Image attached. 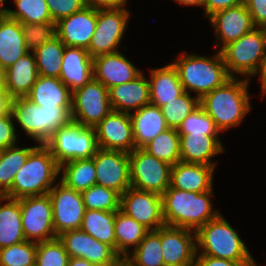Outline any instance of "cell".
<instances>
[{
	"label": "cell",
	"mask_w": 266,
	"mask_h": 266,
	"mask_svg": "<svg viewBox=\"0 0 266 266\" xmlns=\"http://www.w3.org/2000/svg\"><path fill=\"white\" fill-rule=\"evenodd\" d=\"M11 100L4 86L0 85V118L11 111Z\"/></svg>",
	"instance_id": "obj_52"
},
{
	"label": "cell",
	"mask_w": 266,
	"mask_h": 266,
	"mask_svg": "<svg viewBox=\"0 0 266 266\" xmlns=\"http://www.w3.org/2000/svg\"><path fill=\"white\" fill-rule=\"evenodd\" d=\"M22 229L27 241L39 243L57 238L49 194L19 199Z\"/></svg>",
	"instance_id": "obj_12"
},
{
	"label": "cell",
	"mask_w": 266,
	"mask_h": 266,
	"mask_svg": "<svg viewBox=\"0 0 266 266\" xmlns=\"http://www.w3.org/2000/svg\"><path fill=\"white\" fill-rule=\"evenodd\" d=\"M260 76V85H261V95L264 98L266 96V43H265V49H264V55H263V61L261 64L260 72L258 74Z\"/></svg>",
	"instance_id": "obj_53"
},
{
	"label": "cell",
	"mask_w": 266,
	"mask_h": 266,
	"mask_svg": "<svg viewBox=\"0 0 266 266\" xmlns=\"http://www.w3.org/2000/svg\"><path fill=\"white\" fill-rule=\"evenodd\" d=\"M60 174L59 180L78 192L85 191L96 184L93 158L68 161L60 166Z\"/></svg>",
	"instance_id": "obj_35"
},
{
	"label": "cell",
	"mask_w": 266,
	"mask_h": 266,
	"mask_svg": "<svg viewBox=\"0 0 266 266\" xmlns=\"http://www.w3.org/2000/svg\"><path fill=\"white\" fill-rule=\"evenodd\" d=\"M26 98L41 107L72 106V92L59 78L39 75Z\"/></svg>",
	"instance_id": "obj_30"
},
{
	"label": "cell",
	"mask_w": 266,
	"mask_h": 266,
	"mask_svg": "<svg viewBox=\"0 0 266 266\" xmlns=\"http://www.w3.org/2000/svg\"><path fill=\"white\" fill-rule=\"evenodd\" d=\"M22 30L26 47L34 51L56 36V23L22 24Z\"/></svg>",
	"instance_id": "obj_45"
},
{
	"label": "cell",
	"mask_w": 266,
	"mask_h": 266,
	"mask_svg": "<svg viewBox=\"0 0 266 266\" xmlns=\"http://www.w3.org/2000/svg\"><path fill=\"white\" fill-rule=\"evenodd\" d=\"M143 149L157 159L173 166L180 159V136L177 129L168 128L157 135Z\"/></svg>",
	"instance_id": "obj_38"
},
{
	"label": "cell",
	"mask_w": 266,
	"mask_h": 266,
	"mask_svg": "<svg viewBox=\"0 0 266 266\" xmlns=\"http://www.w3.org/2000/svg\"><path fill=\"white\" fill-rule=\"evenodd\" d=\"M208 20L214 28L215 47L219 48L221 44L220 49H217L219 51L256 27L244 2L234 7L219 10Z\"/></svg>",
	"instance_id": "obj_17"
},
{
	"label": "cell",
	"mask_w": 266,
	"mask_h": 266,
	"mask_svg": "<svg viewBox=\"0 0 266 266\" xmlns=\"http://www.w3.org/2000/svg\"><path fill=\"white\" fill-rule=\"evenodd\" d=\"M72 106L41 107L26 97L11 100L15 124L38 144H45L62 126L71 121Z\"/></svg>",
	"instance_id": "obj_6"
},
{
	"label": "cell",
	"mask_w": 266,
	"mask_h": 266,
	"mask_svg": "<svg viewBox=\"0 0 266 266\" xmlns=\"http://www.w3.org/2000/svg\"><path fill=\"white\" fill-rule=\"evenodd\" d=\"M193 266H243L240 262L211 256H195Z\"/></svg>",
	"instance_id": "obj_50"
},
{
	"label": "cell",
	"mask_w": 266,
	"mask_h": 266,
	"mask_svg": "<svg viewBox=\"0 0 266 266\" xmlns=\"http://www.w3.org/2000/svg\"><path fill=\"white\" fill-rule=\"evenodd\" d=\"M60 166L45 144H38L14 177L4 195L13 199L48 194L59 181ZM58 178V179H57Z\"/></svg>",
	"instance_id": "obj_4"
},
{
	"label": "cell",
	"mask_w": 266,
	"mask_h": 266,
	"mask_svg": "<svg viewBox=\"0 0 266 266\" xmlns=\"http://www.w3.org/2000/svg\"><path fill=\"white\" fill-rule=\"evenodd\" d=\"M11 111L0 118V150L17 145L18 133Z\"/></svg>",
	"instance_id": "obj_47"
},
{
	"label": "cell",
	"mask_w": 266,
	"mask_h": 266,
	"mask_svg": "<svg viewBox=\"0 0 266 266\" xmlns=\"http://www.w3.org/2000/svg\"><path fill=\"white\" fill-rule=\"evenodd\" d=\"M111 111L108 89L94 78L72 92L71 120L80 125L95 127Z\"/></svg>",
	"instance_id": "obj_11"
},
{
	"label": "cell",
	"mask_w": 266,
	"mask_h": 266,
	"mask_svg": "<svg viewBox=\"0 0 266 266\" xmlns=\"http://www.w3.org/2000/svg\"><path fill=\"white\" fill-rule=\"evenodd\" d=\"M128 2V0H86L87 6L94 9L125 7Z\"/></svg>",
	"instance_id": "obj_51"
},
{
	"label": "cell",
	"mask_w": 266,
	"mask_h": 266,
	"mask_svg": "<svg viewBox=\"0 0 266 266\" xmlns=\"http://www.w3.org/2000/svg\"><path fill=\"white\" fill-rule=\"evenodd\" d=\"M256 27L266 26V0H244Z\"/></svg>",
	"instance_id": "obj_48"
},
{
	"label": "cell",
	"mask_w": 266,
	"mask_h": 266,
	"mask_svg": "<svg viewBox=\"0 0 266 266\" xmlns=\"http://www.w3.org/2000/svg\"><path fill=\"white\" fill-rule=\"evenodd\" d=\"M36 146L19 148L15 145L0 151V196L11 189L15 175Z\"/></svg>",
	"instance_id": "obj_36"
},
{
	"label": "cell",
	"mask_w": 266,
	"mask_h": 266,
	"mask_svg": "<svg viewBox=\"0 0 266 266\" xmlns=\"http://www.w3.org/2000/svg\"><path fill=\"white\" fill-rule=\"evenodd\" d=\"M112 110L131 113L150 104V86L143 72L134 80L108 89Z\"/></svg>",
	"instance_id": "obj_24"
},
{
	"label": "cell",
	"mask_w": 266,
	"mask_h": 266,
	"mask_svg": "<svg viewBox=\"0 0 266 266\" xmlns=\"http://www.w3.org/2000/svg\"><path fill=\"white\" fill-rule=\"evenodd\" d=\"M70 258H84L98 264H125L116 251L81 229L69 230L57 236Z\"/></svg>",
	"instance_id": "obj_15"
},
{
	"label": "cell",
	"mask_w": 266,
	"mask_h": 266,
	"mask_svg": "<svg viewBox=\"0 0 266 266\" xmlns=\"http://www.w3.org/2000/svg\"><path fill=\"white\" fill-rule=\"evenodd\" d=\"M93 78V58L78 47H65L59 79L74 92Z\"/></svg>",
	"instance_id": "obj_23"
},
{
	"label": "cell",
	"mask_w": 266,
	"mask_h": 266,
	"mask_svg": "<svg viewBox=\"0 0 266 266\" xmlns=\"http://www.w3.org/2000/svg\"><path fill=\"white\" fill-rule=\"evenodd\" d=\"M179 135L188 133L219 136L220 130L213 119L199 106L189 114L177 129Z\"/></svg>",
	"instance_id": "obj_43"
},
{
	"label": "cell",
	"mask_w": 266,
	"mask_h": 266,
	"mask_svg": "<svg viewBox=\"0 0 266 266\" xmlns=\"http://www.w3.org/2000/svg\"><path fill=\"white\" fill-rule=\"evenodd\" d=\"M126 8L97 9L96 29L87 49L92 58L119 51L131 15Z\"/></svg>",
	"instance_id": "obj_9"
},
{
	"label": "cell",
	"mask_w": 266,
	"mask_h": 266,
	"mask_svg": "<svg viewBox=\"0 0 266 266\" xmlns=\"http://www.w3.org/2000/svg\"><path fill=\"white\" fill-rule=\"evenodd\" d=\"M99 148L131 153L135 149L129 113L112 110L95 127Z\"/></svg>",
	"instance_id": "obj_18"
},
{
	"label": "cell",
	"mask_w": 266,
	"mask_h": 266,
	"mask_svg": "<svg viewBox=\"0 0 266 266\" xmlns=\"http://www.w3.org/2000/svg\"><path fill=\"white\" fill-rule=\"evenodd\" d=\"M164 265L193 266L196 256L195 231L164 225L161 227Z\"/></svg>",
	"instance_id": "obj_19"
},
{
	"label": "cell",
	"mask_w": 266,
	"mask_h": 266,
	"mask_svg": "<svg viewBox=\"0 0 266 266\" xmlns=\"http://www.w3.org/2000/svg\"><path fill=\"white\" fill-rule=\"evenodd\" d=\"M244 0H203V9L206 18H209L215 12L237 6L243 3Z\"/></svg>",
	"instance_id": "obj_49"
},
{
	"label": "cell",
	"mask_w": 266,
	"mask_h": 266,
	"mask_svg": "<svg viewBox=\"0 0 266 266\" xmlns=\"http://www.w3.org/2000/svg\"><path fill=\"white\" fill-rule=\"evenodd\" d=\"M87 210L118 211L120 194L115 190L95 184L81 192Z\"/></svg>",
	"instance_id": "obj_41"
},
{
	"label": "cell",
	"mask_w": 266,
	"mask_h": 266,
	"mask_svg": "<svg viewBox=\"0 0 266 266\" xmlns=\"http://www.w3.org/2000/svg\"><path fill=\"white\" fill-rule=\"evenodd\" d=\"M116 212L117 211L85 209L80 229L95 238L96 240L112 247L116 251Z\"/></svg>",
	"instance_id": "obj_33"
},
{
	"label": "cell",
	"mask_w": 266,
	"mask_h": 266,
	"mask_svg": "<svg viewBox=\"0 0 266 266\" xmlns=\"http://www.w3.org/2000/svg\"><path fill=\"white\" fill-rule=\"evenodd\" d=\"M46 3L54 23L87 6L86 0H46Z\"/></svg>",
	"instance_id": "obj_46"
},
{
	"label": "cell",
	"mask_w": 266,
	"mask_h": 266,
	"mask_svg": "<svg viewBox=\"0 0 266 266\" xmlns=\"http://www.w3.org/2000/svg\"><path fill=\"white\" fill-rule=\"evenodd\" d=\"M212 56L211 59L197 53L189 55L183 53L172 61L177 68L183 90L194 93L199 99L232 78L220 51Z\"/></svg>",
	"instance_id": "obj_5"
},
{
	"label": "cell",
	"mask_w": 266,
	"mask_h": 266,
	"mask_svg": "<svg viewBox=\"0 0 266 266\" xmlns=\"http://www.w3.org/2000/svg\"><path fill=\"white\" fill-rule=\"evenodd\" d=\"M131 187L162 195L170 186L171 165L135 148L129 153Z\"/></svg>",
	"instance_id": "obj_10"
},
{
	"label": "cell",
	"mask_w": 266,
	"mask_h": 266,
	"mask_svg": "<svg viewBox=\"0 0 266 266\" xmlns=\"http://www.w3.org/2000/svg\"><path fill=\"white\" fill-rule=\"evenodd\" d=\"M135 148H143L157 135L167 130L160 107L147 104L130 113Z\"/></svg>",
	"instance_id": "obj_28"
},
{
	"label": "cell",
	"mask_w": 266,
	"mask_h": 266,
	"mask_svg": "<svg viewBox=\"0 0 266 266\" xmlns=\"http://www.w3.org/2000/svg\"><path fill=\"white\" fill-rule=\"evenodd\" d=\"M249 81L232 77L200 99V106L213 119L220 132L240 126L251 111Z\"/></svg>",
	"instance_id": "obj_1"
},
{
	"label": "cell",
	"mask_w": 266,
	"mask_h": 266,
	"mask_svg": "<svg viewBox=\"0 0 266 266\" xmlns=\"http://www.w3.org/2000/svg\"><path fill=\"white\" fill-rule=\"evenodd\" d=\"M266 28L255 27L239 39L224 46L220 53L231 77L251 79L258 76L263 61ZM238 75H236V74Z\"/></svg>",
	"instance_id": "obj_7"
},
{
	"label": "cell",
	"mask_w": 266,
	"mask_h": 266,
	"mask_svg": "<svg viewBox=\"0 0 266 266\" xmlns=\"http://www.w3.org/2000/svg\"><path fill=\"white\" fill-rule=\"evenodd\" d=\"M29 52L24 40L22 24L4 12L0 13V66L3 70Z\"/></svg>",
	"instance_id": "obj_27"
},
{
	"label": "cell",
	"mask_w": 266,
	"mask_h": 266,
	"mask_svg": "<svg viewBox=\"0 0 266 266\" xmlns=\"http://www.w3.org/2000/svg\"><path fill=\"white\" fill-rule=\"evenodd\" d=\"M96 184L122 195L131 187L129 153L98 148L93 156Z\"/></svg>",
	"instance_id": "obj_14"
},
{
	"label": "cell",
	"mask_w": 266,
	"mask_h": 266,
	"mask_svg": "<svg viewBox=\"0 0 266 266\" xmlns=\"http://www.w3.org/2000/svg\"><path fill=\"white\" fill-rule=\"evenodd\" d=\"M53 207V225L56 236L80 229L85 207L81 192L67 187L60 180L49 191Z\"/></svg>",
	"instance_id": "obj_13"
},
{
	"label": "cell",
	"mask_w": 266,
	"mask_h": 266,
	"mask_svg": "<svg viewBox=\"0 0 266 266\" xmlns=\"http://www.w3.org/2000/svg\"><path fill=\"white\" fill-rule=\"evenodd\" d=\"M125 266H165L162 254L161 227L150 230L138 246L124 258Z\"/></svg>",
	"instance_id": "obj_34"
},
{
	"label": "cell",
	"mask_w": 266,
	"mask_h": 266,
	"mask_svg": "<svg viewBox=\"0 0 266 266\" xmlns=\"http://www.w3.org/2000/svg\"><path fill=\"white\" fill-rule=\"evenodd\" d=\"M37 243L23 241L0 249V266H35Z\"/></svg>",
	"instance_id": "obj_42"
},
{
	"label": "cell",
	"mask_w": 266,
	"mask_h": 266,
	"mask_svg": "<svg viewBox=\"0 0 266 266\" xmlns=\"http://www.w3.org/2000/svg\"><path fill=\"white\" fill-rule=\"evenodd\" d=\"M97 24V9L85 6L56 22V35L68 47L88 49Z\"/></svg>",
	"instance_id": "obj_20"
},
{
	"label": "cell",
	"mask_w": 266,
	"mask_h": 266,
	"mask_svg": "<svg viewBox=\"0 0 266 266\" xmlns=\"http://www.w3.org/2000/svg\"><path fill=\"white\" fill-rule=\"evenodd\" d=\"M200 106V99L184 91L178 97L161 106V112L169 128L178 129L183 120Z\"/></svg>",
	"instance_id": "obj_40"
},
{
	"label": "cell",
	"mask_w": 266,
	"mask_h": 266,
	"mask_svg": "<svg viewBox=\"0 0 266 266\" xmlns=\"http://www.w3.org/2000/svg\"><path fill=\"white\" fill-rule=\"evenodd\" d=\"M180 136V159L183 162L199 163L215 167L216 155L225 151L220 136H207L202 134H184Z\"/></svg>",
	"instance_id": "obj_25"
},
{
	"label": "cell",
	"mask_w": 266,
	"mask_h": 266,
	"mask_svg": "<svg viewBox=\"0 0 266 266\" xmlns=\"http://www.w3.org/2000/svg\"><path fill=\"white\" fill-rule=\"evenodd\" d=\"M65 47L56 35L33 51L40 76L59 78Z\"/></svg>",
	"instance_id": "obj_37"
},
{
	"label": "cell",
	"mask_w": 266,
	"mask_h": 266,
	"mask_svg": "<svg viewBox=\"0 0 266 266\" xmlns=\"http://www.w3.org/2000/svg\"><path fill=\"white\" fill-rule=\"evenodd\" d=\"M214 173L213 166L179 161L171 166L170 187L196 193L210 191Z\"/></svg>",
	"instance_id": "obj_22"
},
{
	"label": "cell",
	"mask_w": 266,
	"mask_h": 266,
	"mask_svg": "<svg viewBox=\"0 0 266 266\" xmlns=\"http://www.w3.org/2000/svg\"><path fill=\"white\" fill-rule=\"evenodd\" d=\"M195 234L196 256H211L240 262L243 266H258L244 240L221 213Z\"/></svg>",
	"instance_id": "obj_3"
},
{
	"label": "cell",
	"mask_w": 266,
	"mask_h": 266,
	"mask_svg": "<svg viewBox=\"0 0 266 266\" xmlns=\"http://www.w3.org/2000/svg\"><path fill=\"white\" fill-rule=\"evenodd\" d=\"M213 190L202 193L168 187L162 196L165 225L197 231L220 211L213 208Z\"/></svg>",
	"instance_id": "obj_2"
},
{
	"label": "cell",
	"mask_w": 266,
	"mask_h": 266,
	"mask_svg": "<svg viewBox=\"0 0 266 266\" xmlns=\"http://www.w3.org/2000/svg\"><path fill=\"white\" fill-rule=\"evenodd\" d=\"M4 81V70L0 66V85H3Z\"/></svg>",
	"instance_id": "obj_56"
},
{
	"label": "cell",
	"mask_w": 266,
	"mask_h": 266,
	"mask_svg": "<svg viewBox=\"0 0 266 266\" xmlns=\"http://www.w3.org/2000/svg\"><path fill=\"white\" fill-rule=\"evenodd\" d=\"M141 73L121 51L93 58V78L107 89L132 81Z\"/></svg>",
	"instance_id": "obj_21"
},
{
	"label": "cell",
	"mask_w": 266,
	"mask_h": 266,
	"mask_svg": "<svg viewBox=\"0 0 266 266\" xmlns=\"http://www.w3.org/2000/svg\"><path fill=\"white\" fill-rule=\"evenodd\" d=\"M16 9L6 8L4 13L21 24L54 23L46 0H13Z\"/></svg>",
	"instance_id": "obj_39"
},
{
	"label": "cell",
	"mask_w": 266,
	"mask_h": 266,
	"mask_svg": "<svg viewBox=\"0 0 266 266\" xmlns=\"http://www.w3.org/2000/svg\"><path fill=\"white\" fill-rule=\"evenodd\" d=\"M94 266H125V264H98Z\"/></svg>",
	"instance_id": "obj_58"
},
{
	"label": "cell",
	"mask_w": 266,
	"mask_h": 266,
	"mask_svg": "<svg viewBox=\"0 0 266 266\" xmlns=\"http://www.w3.org/2000/svg\"><path fill=\"white\" fill-rule=\"evenodd\" d=\"M38 76L35 55L29 51L4 70L3 86L11 99L26 97Z\"/></svg>",
	"instance_id": "obj_26"
},
{
	"label": "cell",
	"mask_w": 266,
	"mask_h": 266,
	"mask_svg": "<svg viewBox=\"0 0 266 266\" xmlns=\"http://www.w3.org/2000/svg\"><path fill=\"white\" fill-rule=\"evenodd\" d=\"M120 210L149 230L165 225L162 196L157 193L130 187L120 195Z\"/></svg>",
	"instance_id": "obj_16"
},
{
	"label": "cell",
	"mask_w": 266,
	"mask_h": 266,
	"mask_svg": "<svg viewBox=\"0 0 266 266\" xmlns=\"http://www.w3.org/2000/svg\"><path fill=\"white\" fill-rule=\"evenodd\" d=\"M165 266H184V265H165Z\"/></svg>",
	"instance_id": "obj_59"
},
{
	"label": "cell",
	"mask_w": 266,
	"mask_h": 266,
	"mask_svg": "<svg viewBox=\"0 0 266 266\" xmlns=\"http://www.w3.org/2000/svg\"><path fill=\"white\" fill-rule=\"evenodd\" d=\"M95 264L89 262L84 258H69L67 266H94Z\"/></svg>",
	"instance_id": "obj_54"
},
{
	"label": "cell",
	"mask_w": 266,
	"mask_h": 266,
	"mask_svg": "<svg viewBox=\"0 0 266 266\" xmlns=\"http://www.w3.org/2000/svg\"><path fill=\"white\" fill-rule=\"evenodd\" d=\"M25 240L19 199L0 196V249Z\"/></svg>",
	"instance_id": "obj_31"
},
{
	"label": "cell",
	"mask_w": 266,
	"mask_h": 266,
	"mask_svg": "<svg viewBox=\"0 0 266 266\" xmlns=\"http://www.w3.org/2000/svg\"><path fill=\"white\" fill-rule=\"evenodd\" d=\"M6 0H0V13L1 12H4L5 10H6V8H5V6H4V2H5Z\"/></svg>",
	"instance_id": "obj_57"
},
{
	"label": "cell",
	"mask_w": 266,
	"mask_h": 266,
	"mask_svg": "<svg viewBox=\"0 0 266 266\" xmlns=\"http://www.w3.org/2000/svg\"><path fill=\"white\" fill-rule=\"evenodd\" d=\"M69 258L58 237L37 243L35 266H67Z\"/></svg>",
	"instance_id": "obj_44"
},
{
	"label": "cell",
	"mask_w": 266,
	"mask_h": 266,
	"mask_svg": "<svg viewBox=\"0 0 266 266\" xmlns=\"http://www.w3.org/2000/svg\"><path fill=\"white\" fill-rule=\"evenodd\" d=\"M149 231L143 224L119 209L115 215L116 253L124 259L138 246Z\"/></svg>",
	"instance_id": "obj_32"
},
{
	"label": "cell",
	"mask_w": 266,
	"mask_h": 266,
	"mask_svg": "<svg viewBox=\"0 0 266 266\" xmlns=\"http://www.w3.org/2000/svg\"><path fill=\"white\" fill-rule=\"evenodd\" d=\"M183 6L203 7V0H173Z\"/></svg>",
	"instance_id": "obj_55"
},
{
	"label": "cell",
	"mask_w": 266,
	"mask_h": 266,
	"mask_svg": "<svg viewBox=\"0 0 266 266\" xmlns=\"http://www.w3.org/2000/svg\"><path fill=\"white\" fill-rule=\"evenodd\" d=\"M150 104L161 107L181 95L184 90L173 63L149 71Z\"/></svg>",
	"instance_id": "obj_29"
},
{
	"label": "cell",
	"mask_w": 266,
	"mask_h": 266,
	"mask_svg": "<svg viewBox=\"0 0 266 266\" xmlns=\"http://www.w3.org/2000/svg\"><path fill=\"white\" fill-rule=\"evenodd\" d=\"M45 145L59 166L68 161L93 158L99 148L95 128L72 120L55 131Z\"/></svg>",
	"instance_id": "obj_8"
}]
</instances>
